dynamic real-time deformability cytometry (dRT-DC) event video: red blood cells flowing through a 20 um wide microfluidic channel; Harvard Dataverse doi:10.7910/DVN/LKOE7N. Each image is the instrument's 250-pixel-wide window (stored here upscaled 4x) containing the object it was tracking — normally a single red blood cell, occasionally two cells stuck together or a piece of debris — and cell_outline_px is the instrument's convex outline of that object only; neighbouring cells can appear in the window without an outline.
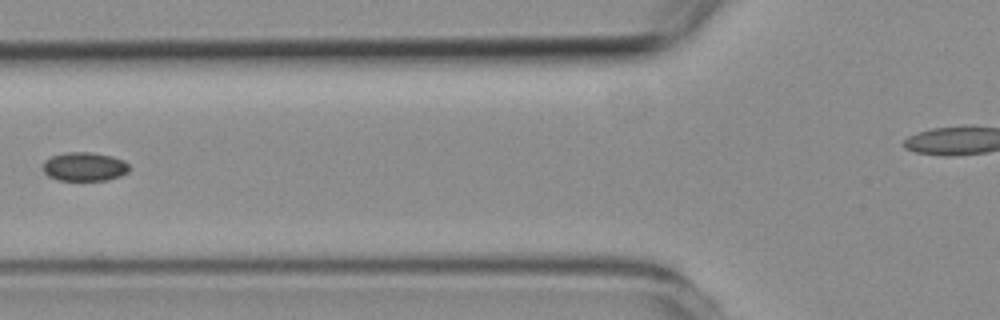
{"species": "common noctule bat (a hibernating species)", "species_latin": "Nyctalus noctula", "temperature_condition": "room temperature", "stored_images_in_passage": 4, "camera_frame_rate_fps": 3000, "um_per_image_px": 0.085, "animal": {"sex": "female", "body_mass_g": 19.3, "forearm_length_mm": 54.1}, "frame": {"image": 1, "passage_image": 3, "time_ms": 2.333, "image_size_px": [1000, 320], "cell_outline_px": [[128, 172], [120, 176], [108, 180], [56, 180], [48, 176], [40, 168], [44, 160], [52, 156], [68, 152], [92, 152], [112, 156], [124, 160], [128, 164]], "centroid_in_image_um": [7.14, 14.16], "position_along_channel_um": 118.7, "area_um2": 14.68}}
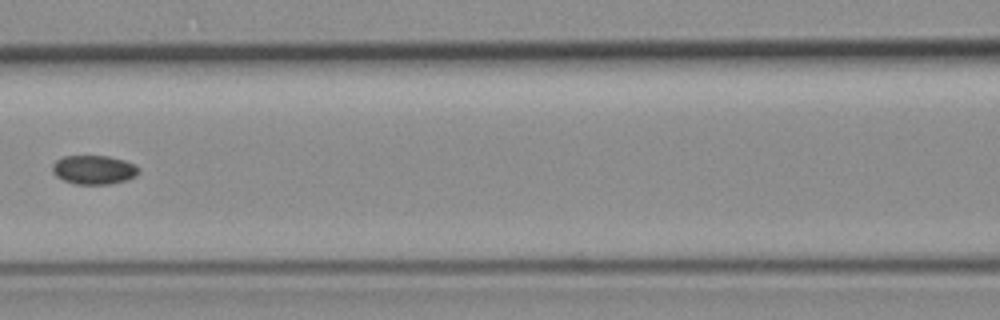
{"frame": {"image": 2, "passage_image": 4, "time_ms": 3.333, "image_size_px": [1000, 320], "cell_outline_px": [[140, 172], [136, 176], [128, 180], [108, 184], [76, 184], [64, 180], [56, 176], [52, 172], [52, 164], [56, 160], [64, 156], [108, 156], [124, 160], [136, 164], [140, 168]], "centroid_in_image_um": [8.01, 14.43], "position_along_channel_um": 158.6, "area_um2": 14.74}}